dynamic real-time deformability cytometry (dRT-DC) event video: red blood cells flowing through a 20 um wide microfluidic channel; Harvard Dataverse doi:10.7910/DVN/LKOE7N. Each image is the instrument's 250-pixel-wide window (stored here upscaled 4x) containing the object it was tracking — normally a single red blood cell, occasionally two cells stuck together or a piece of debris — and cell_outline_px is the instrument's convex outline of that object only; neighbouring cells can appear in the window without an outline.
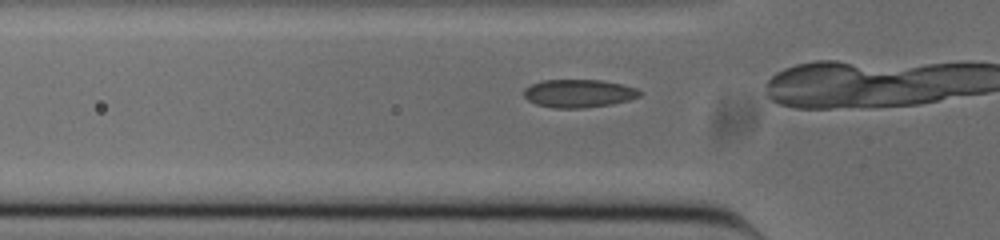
{"species": "common noctule bat (a hibernating species)", "species_latin": "Nyctalus noctula", "temperature_condition": "cold", "stored_images_in_passage": 26, "camera_frame_rate_fps": 3000, "um_per_image_px": 0.085, "animal": {"sex": "male", "body_mass_g": 20.0, "forearm_length_mm": 53.3}, "frame": {"image": 1, "passage_image": 11, "time_ms": 3.333, "image_size_px": [1000, 240], "cell_outline_px": [[640, 96], [628, 100], [612, 104], [584, 108], [552, 108], [536, 104], [528, 100], [524, 96], [524, 88], [532, 84], [544, 80], [604, 80], [636, 88], [640, 92]], "centroid_in_image_um": [49.17, 7.94], "position_along_channel_um": 76.6, "area_um2": 18.9}}
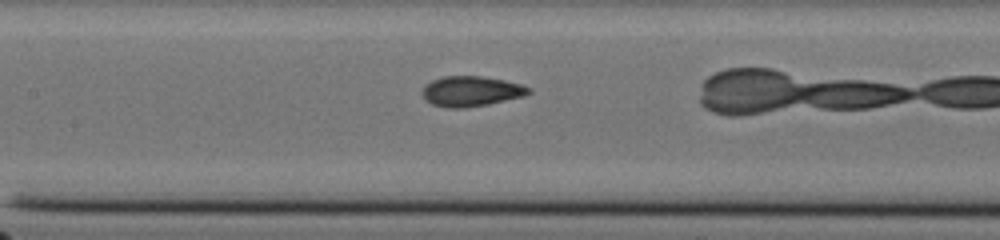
{"frame": {"image": 2, "passage_image": 18, "time_ms": 5.667, "image_size_px": [1000, 240], "cell_outline_px": [[532, 92], [524, 96], [488, 104], [464, 108], [444, 108], [432, 104], [424, 96], [424, 84], [432, 80], [444, 76], [484, 76], [504, 80], [520, 84], [532, 88]], "centroid_in_image_um": [40.08, 7.75], "position_along_channel_um": 167.3, "area_um2": 18.73}}
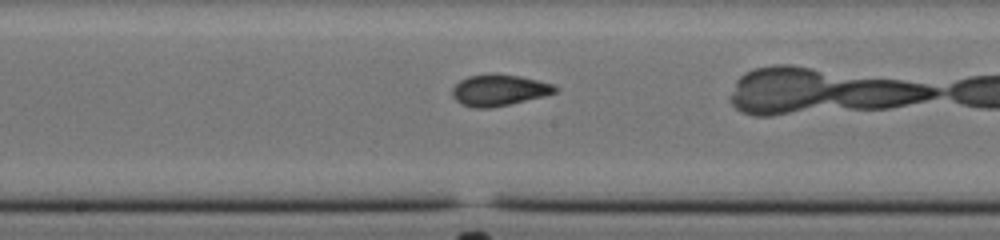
{"frame": {"image": 3, "passage_image": 21, "time_ms": 6.667, "image_size_px": [1000, 240], "cell_outline_px": [[556, 92], [544, 96], [492, 108], [476, 108], [460, 104], [452, 96], [452, 88], [460, 80], [468, 76], [488, 72], [492, 72], [520, 76], [552, 84], [556, 88]], "centroid_in_image_um": [42.36, 7.65], "position_along_channel_um": 205.8, "area_um2": 18.9}}